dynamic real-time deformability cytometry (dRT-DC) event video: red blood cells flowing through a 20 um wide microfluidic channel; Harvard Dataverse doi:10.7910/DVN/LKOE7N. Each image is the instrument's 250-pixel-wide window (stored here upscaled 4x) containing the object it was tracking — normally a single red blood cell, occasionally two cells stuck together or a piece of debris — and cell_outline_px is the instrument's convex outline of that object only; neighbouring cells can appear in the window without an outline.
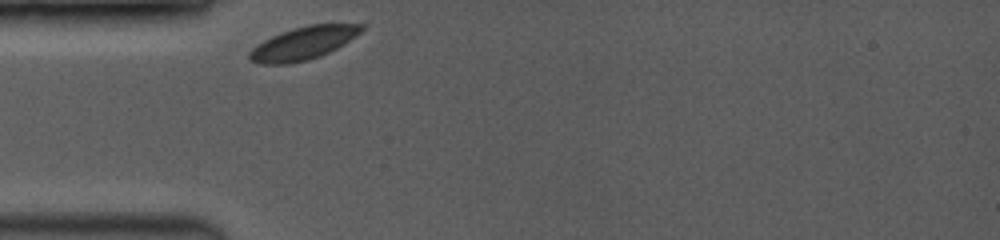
{"species": "common noctule bat (a hibernating species)", "species_latin": "Nyctalus noctula", "temperature_condition": "room temperature", "stored_images_in_passage": 33, "camera_frame_rate_fps": 3500, "um_per_image_px": 0.085, "animal": {"sex": "female", "body_mass_g": 19.0, "forearm_length_mm": 53.3}, "frame": {"image": 1, "passage_image": 1, "time_ms": 0.0, "image_size_px": [1000, 240], "cell_outline_px": [[364, 28], [356, 36], [344, 44], [320, 56], [308, 60], [288, 64], [260, 64], [248, 60], [248, 52], [256, 44], [280, 32], [308, 24], [364, 24]], "centroid_in_image_um": [25.74, 3.68], "position_along_channel_um": 59.3, "area_um2": 21.56}}
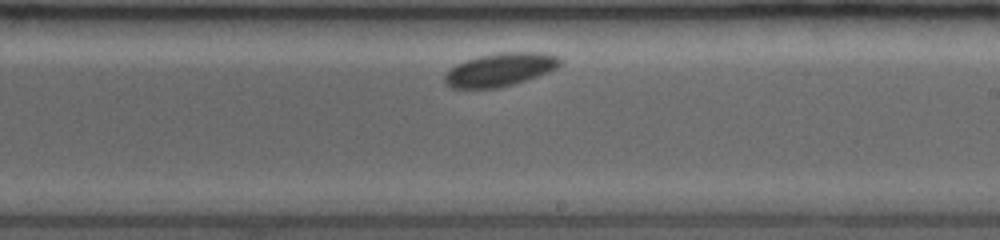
{"frame": {"image": 2, "passage_image": 19, "time_ms": 5.143, "image_size_px": [1000, 240], "cell_outline_px": [[560, 64], [556, 68], [548, 72], [512, 84], [496, 88], [452, 88], [444, 84], [444, 72], [456, 64], [464, 60], [480, 56], [500, 52], [544, 52], [556, 56], [560, 60]], "centroid_in_image_um": [42.44, 5.91], "position_along_channel_um": 246.6, "area_um2": 22.25}}
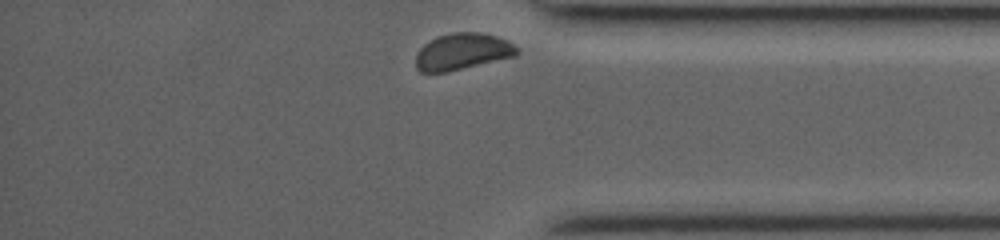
{"frame": {"image": 3, "passage_image": 33, "time_ms": 9.143, "image_size_px": [1000, 240], "cell_outline_px": [[520, 52], [516, 56], [444, 72], [420, 72], [416, 68], [416, 52], [424, 44], [436, 36], [452, 32], [480, 32], [496, 36], [508, 40], [520, 48]], "centroid_in_image_um": [39.32, 4.36], "position_along_channel_um": 395.9, "area_um2": 21.68}, "authors_computed_cell_mechanics": {"area_um2": 21.7906, "velocity_mm_per_s": 3.7274, "shape_relaxation_time_tau1_ms": 0.6814, "shape_relaxation_time_tau2_ms": null, "deformation_change_tau1": 0.0177, "deformation_change_tau2": null}}